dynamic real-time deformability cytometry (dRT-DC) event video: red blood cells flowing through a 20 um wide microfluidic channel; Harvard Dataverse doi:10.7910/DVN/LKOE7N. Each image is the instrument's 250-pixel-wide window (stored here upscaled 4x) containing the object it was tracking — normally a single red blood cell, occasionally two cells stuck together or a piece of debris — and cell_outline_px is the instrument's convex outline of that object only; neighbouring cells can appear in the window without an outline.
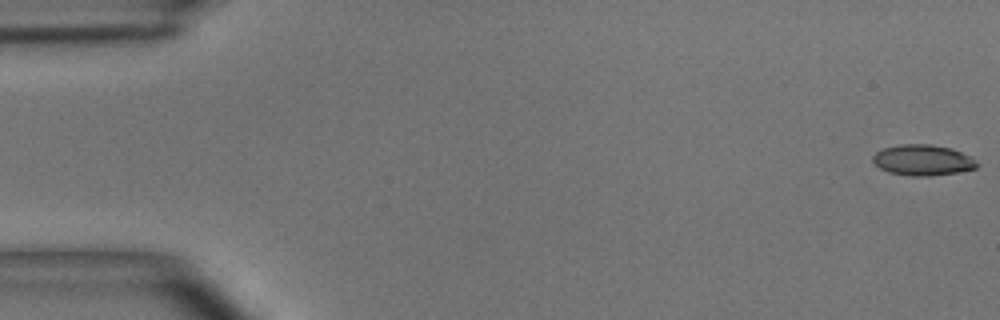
{"species": "common noctule bat (a hibernating species)", "species_latin": "Nyctalus noctula", "temperature_condition": "room temperature", "stored_images_in_passage": 55, "camera_frame_rate_fps": 3000, "um_per_image_px": 0.085, "animal": {"sex": "male", "body_mass_g": 15.6}, "frame": {"image": 1, "passage_image": 1, "time_ms": 0.0, "image_size_px": [1000, 320], "cell_outline_px": [[980, 164], [976, 168], [956, 172], [932, 176], [912, 176], [888, 172], [880, 168], [872, 160], [872, 156], [876, 152], [884, 148], [900, 144], [932, 144], [952, 148], [976, 160]], "centroid_in_image_um": [78.43, 13.61], "position_along_channel_um": 6.6, "area_um2": 18.67}}
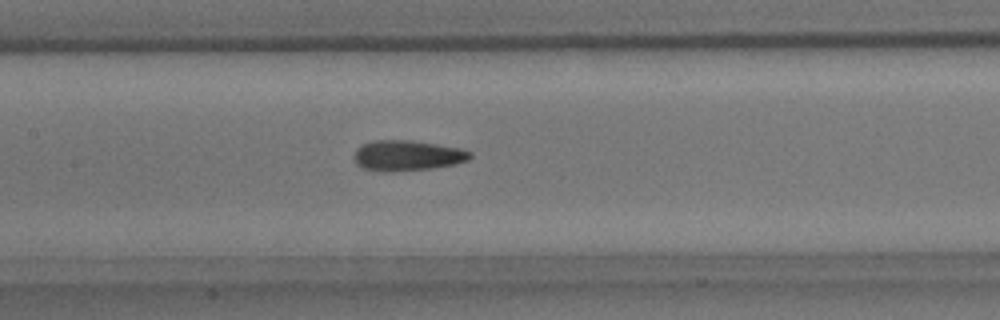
{"frame": {"image": 2, "passage_image": 26, "time_ms": 8.333, "image_size_px": [1000, 320], "cell_outline_px": [[472, 156], [468, 160], [456, 164], [432, 168], [392, 172], [384, 172], [360, 168], [356, 164], [352, 156], [356, 148], [360, 144], [372, 140], [412, 140], [460, 148], [472, 152]], "centroid_in_image_um": [34.56, 13.22], "position_along_channel_um": 172.8, "area_um2": 21.04}}
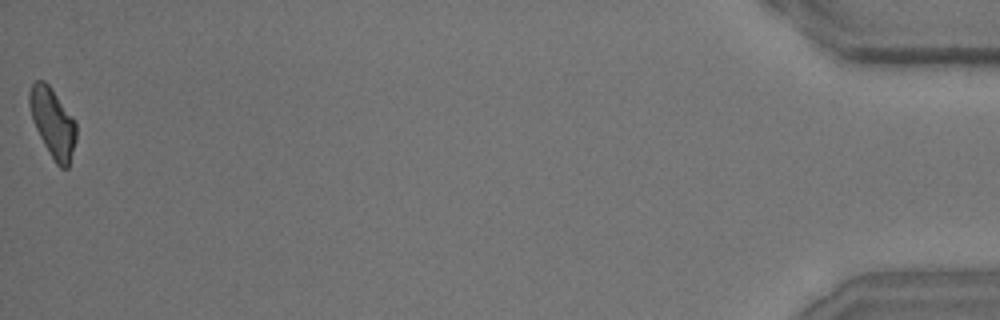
{"frame": {"image": 3, "passage_image": 55, "time_ms": 18.0, "image_size_px": [1000, 320], "cell_outline_px": [[76, 140], [68, 168], [60, 168], [56, 164], [44, 144], [32, 120], [28, 104], [28, 92], [32, 84], [36, 80], [44, 80], [48, 84], [76, 120]], "centroid_in_image_um": [4.48, 10.41], "position_along_channel_um": 430.7, "area_um2": 18.9}, "authors_computed_cell_mechanics": {"area_um2": 19.5364, "velocity_mm_per_s": 3.659, "shape_relaxation_time_tau1_ms": 5.1095, "shape_relaxation_time_tau2_ms": 2.6757, "deformation_change_tau1": 0.1731, "deformation_change_tau2": 0.1161}}